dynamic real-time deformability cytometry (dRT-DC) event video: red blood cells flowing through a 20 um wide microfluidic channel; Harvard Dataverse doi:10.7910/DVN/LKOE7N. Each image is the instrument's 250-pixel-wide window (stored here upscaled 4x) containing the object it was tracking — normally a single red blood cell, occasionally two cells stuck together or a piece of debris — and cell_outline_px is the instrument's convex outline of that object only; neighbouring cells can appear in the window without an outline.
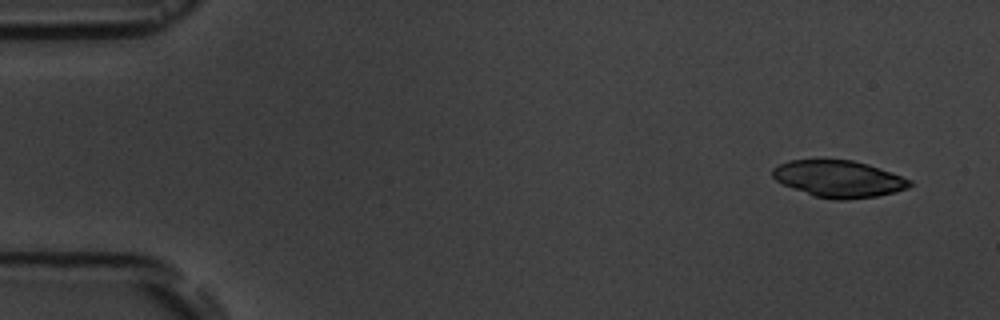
{"species": "common noctule bat (a hibernating species)", "species_latin": "Nyctalus noctula", "temperature_condition": "room temperature", "stored_images_in_passage": 4, "camera_frame_rate_fps": 3000, "um_per_image_px": 0.085, "animal": {"sex": "male", "body_mass_g": 19.5, "forearm_length_mm": 54.6}, "frame": {"image": 1, "passage_image": 1, "time_ms": 0.0, "image_size_px": [1000, 320], "cell_outline_px": [[912, 184], [908, 188], [896, 192], [876, 196], [844, 200], [836, 200], [812, 196], [784, 184], [776, 180], [772, 176], [772, 168], [788, 160], [820, 156], [852, 160], [868, 164], [912, 180]], "centroid_in_image_um": [71.24, 15.16], "position_along_channel_um": 13.8, "area_um2": 30.23}}